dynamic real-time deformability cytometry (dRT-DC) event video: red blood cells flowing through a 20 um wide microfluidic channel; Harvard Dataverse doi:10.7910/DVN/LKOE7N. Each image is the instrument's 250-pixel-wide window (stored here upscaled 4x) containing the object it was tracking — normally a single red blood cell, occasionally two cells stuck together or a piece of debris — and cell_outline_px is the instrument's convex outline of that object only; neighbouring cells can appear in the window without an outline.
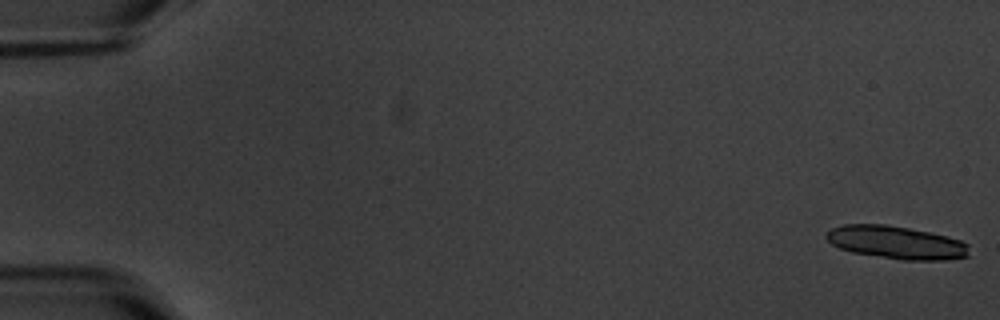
{"species": "common noctule bat (a hibernating species)", "species_latin": "Nyctalus noctula", "temperature_condition": "warm", "stored_images_in_passage": 5, "camera_frame_rate_fps": 3000, "um_per_image_px": 0.085, "animal": {"sex": "male", "body_mass_g": 20.1, "forearm_length_mm": 53.5}, "frame": {"image": 1, "passage_image": 1, "time_ms": 0.0, "image_size_px": [1000, 320], "cell_outline_px": [[968, 256], [948, 260], [900, 260], [852, 252], [840, 248], [832, 244], [824, 236], [832, 228], [844, 224], [888, 224], [948, 236], [960, 240], [968, 244]], "centroid_in_image_um": [76.19, 20.61], "position_along_channel_um": 8.8, "area_um2": 27.46}}